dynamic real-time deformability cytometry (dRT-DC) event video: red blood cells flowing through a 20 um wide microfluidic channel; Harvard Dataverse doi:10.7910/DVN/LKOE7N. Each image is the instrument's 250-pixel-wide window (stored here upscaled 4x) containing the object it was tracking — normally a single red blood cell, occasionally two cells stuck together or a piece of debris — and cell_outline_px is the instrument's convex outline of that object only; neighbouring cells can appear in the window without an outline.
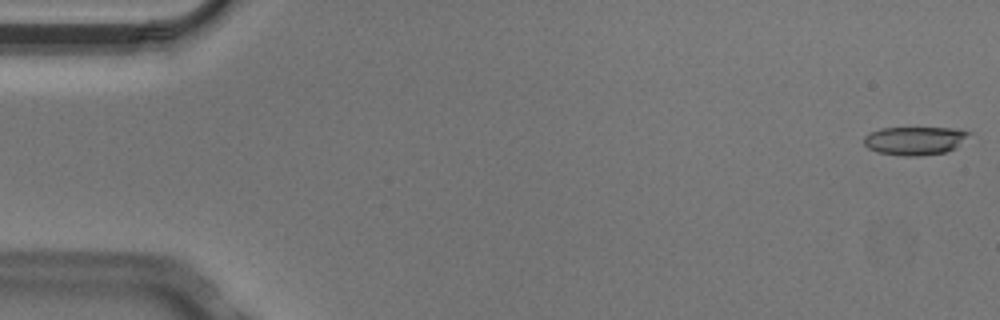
{"species": "Egyptian fruit bat (a non-hibernating species)", "species_latin": "Rousettus aegyptiacus", "temperature_condition": "cold", "stored_images_in_passage": 6, "camera_frame_rate_fps": 3000, "um_per_image_px": 0.085, "animal": {"sex": "male"}, "frame": {"image": 1, "passage_image": 1, "time_ms": 0.0, "image_size_px": [1000, 320], "cell_outline_px": [[972, 132], [956, 148], [944, 152], [920, 156], [904, 156], [876, 152], [868, 148], [864, 144], [864, 136], [880, 128], [952, 128]], "centroid_in_image_um": [77.75, 11.96], "position_along_channel_um": 7.3, "area_um2": 17.34}}